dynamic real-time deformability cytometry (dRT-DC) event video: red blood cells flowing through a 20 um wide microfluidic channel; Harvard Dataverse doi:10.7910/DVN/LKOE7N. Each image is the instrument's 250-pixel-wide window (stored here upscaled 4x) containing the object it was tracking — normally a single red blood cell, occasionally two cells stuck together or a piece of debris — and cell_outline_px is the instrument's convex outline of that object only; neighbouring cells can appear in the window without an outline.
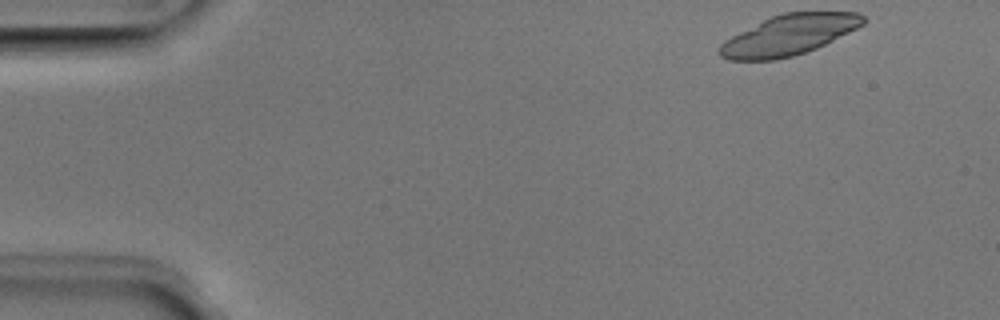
{"species": "Egyptian fruit bat (a non-hibernating species)", "species_latin": "Rousettus aegyptiacus", "temperature_condition": "room temperature", "stored_images_in_passage": 14, "camera_frame_rate_fps": 3000, "um_per_image_px": 0.085, "animal": {"sex": "male"}, "frame": {"image": 1, "passage_image": 1, "time_ms": 0.0, "image_size_px": [1000, 320], "cell_outline_px": [[868, 20], [864, 24], [816, 48], [792, 56], [776, 60], [728, 60], [720, 56], [716, 52], [716, 48], [724, 40], [772, 16], [784, 12], [856, 12], [864, 16]], "centroid_in_image_um": [67.02, 2.98], "position_along_channel_um": 18.0, "area_um2": 33.52}}